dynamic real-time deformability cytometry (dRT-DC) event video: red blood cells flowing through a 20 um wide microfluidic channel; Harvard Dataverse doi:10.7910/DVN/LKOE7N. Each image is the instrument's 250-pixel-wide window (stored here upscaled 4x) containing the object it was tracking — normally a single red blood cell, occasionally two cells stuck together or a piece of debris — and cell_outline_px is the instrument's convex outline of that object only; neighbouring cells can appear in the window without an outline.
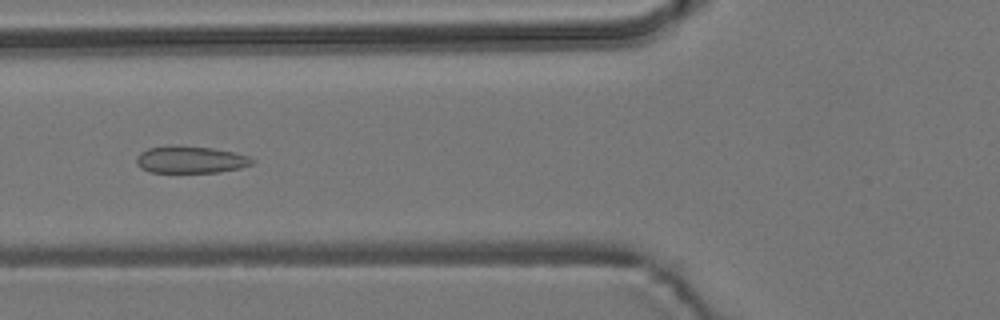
{"species": "common noctule bat (a hibernating species)", "species_latin": "Nyctalus noctula", "temperature_condition": "room temperature", "stored_images_in_passage": 7, "camera_frame_rate_fps": 3000, "um_per_image_px": 0.085, "animal": {"sex": "male", "body_mass_g": 19.2, "forearm_length_mm": 51.8}, "frame": {"image": 1, "passage_image": 6, "time_ms": 1.667, "image_size_px": [1000, 320], "cell_outline_px": [[256, 160], [252, 164], [240, 168], [220, 172], [152, 172], [140, 168], [136, 164], [136, 156], [140, 152], [148, 148], [212, 148], [236, 152], [248, 156]], "centroid_in_image_um": [16.24, 13.61], "position_along_channel_um": 109.6, "area_um2": 17.63}}
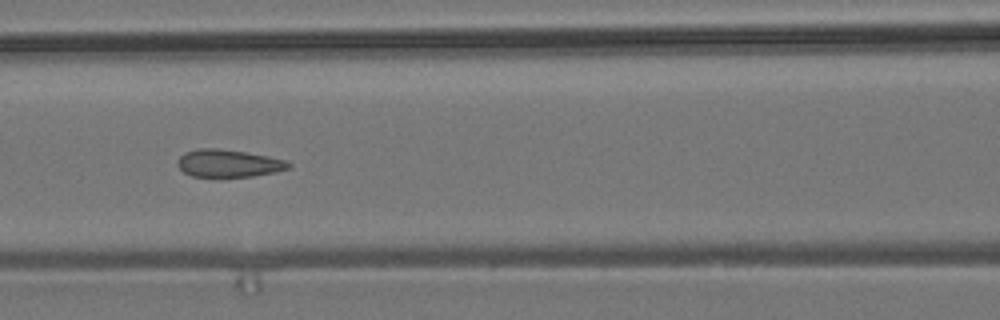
{"frame": {"image": 2, "passage_image": 7, "time_ms": 2.0, "image_size_px": [1000, 320], "cell_outline_px": [[292, 164], [288, 168], [276, 172], [252, 176], [192, 176], [184, 172], [176, 164], [180, 156], [184, 152], [200, 148], [216, 148], [244, 152], [268, 156], [284, 160]], "centroid_in_image_um": [19.4, 13.87], "position_along_channel_um": 147.2, "area_um2": 17.57}}